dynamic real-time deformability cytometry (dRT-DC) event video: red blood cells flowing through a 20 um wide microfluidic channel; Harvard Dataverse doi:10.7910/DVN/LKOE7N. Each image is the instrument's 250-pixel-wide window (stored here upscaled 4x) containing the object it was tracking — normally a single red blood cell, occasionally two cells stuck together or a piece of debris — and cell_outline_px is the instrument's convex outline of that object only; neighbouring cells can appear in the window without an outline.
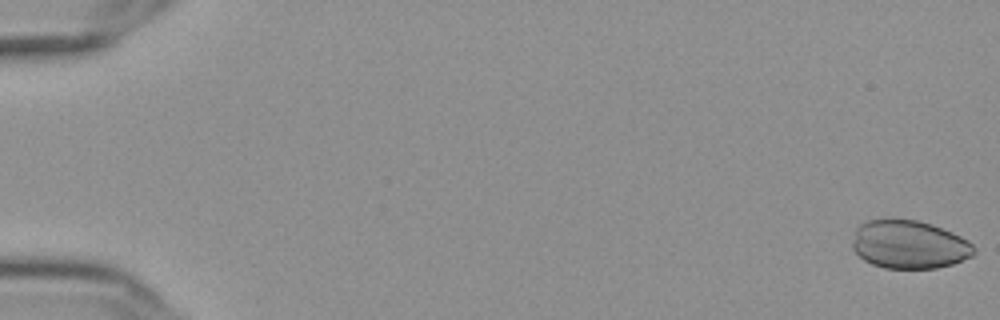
{"species": "Egyptian fruit bat (a non-hibernating species)", "species_latin": "Rousettus aegyptiacus", "temperature_condition": "cold", "stored_images_in_passage": 9, "camera_frame_rate_fps": 3000, "um_per_image_px": 0.085, "frame": {"image": 1, "passage_image": 1, "time_ms": 0.0, "image_size_px": [1000, 320], "cell_outline_px": [[976, 252], [972, 256], [952, 264], [936, 268], [884, 268], [872, 264], [864, 260], [852, 248], [852, 244], [856, 228], [864, 220], [916, 220], [932, 224], [952, 232], [968, 240], [976, 248]], "centroid_in_image_um": [77.29, 20.79], "position_along_channel_um": 7.7, "area_um2": 34.16}}